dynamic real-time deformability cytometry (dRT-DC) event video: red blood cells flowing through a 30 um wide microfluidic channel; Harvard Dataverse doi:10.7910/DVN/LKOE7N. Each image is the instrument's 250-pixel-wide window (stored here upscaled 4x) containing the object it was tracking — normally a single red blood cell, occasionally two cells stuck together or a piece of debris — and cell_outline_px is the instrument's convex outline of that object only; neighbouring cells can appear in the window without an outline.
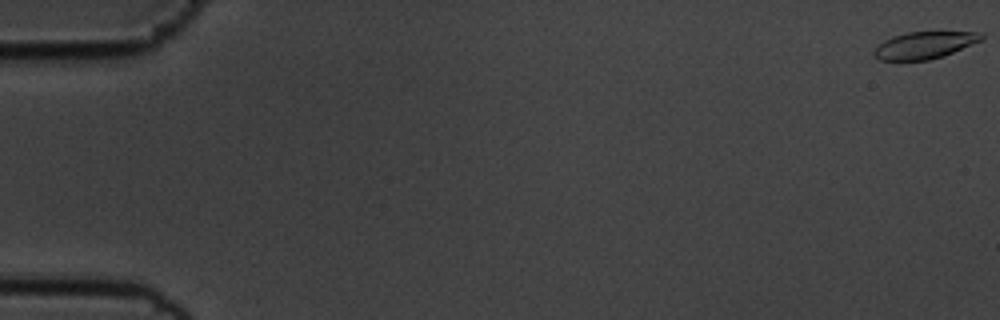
{"species": "common noctule bat (a hibernating species)", "species_latin": "Nyctalus noctula", "temperature_condition": "cold", "stored_images_in_passage": 15, "camera_frame_rate_fps": 3000, "um_per_image_px": 0.085, "animal": {"sex": "male", "body_mass_g": 19.5, "forearm_length_mm": 54.6}, "frame": {"image": 1, "passage_image": 1, "time_ms": 0.0, "image_size_px": [1000, 320], "cell_outline_px": [[984, 40], [944, 56], [928, 60], [880, 60], [872, 52], [884, 40], [892, 36], [908, 32], [984, 32]], "centroid_in_image_um": [78.64, 3.83], "position_along_channel_um": 6.4, "area_um2": 16.94}}